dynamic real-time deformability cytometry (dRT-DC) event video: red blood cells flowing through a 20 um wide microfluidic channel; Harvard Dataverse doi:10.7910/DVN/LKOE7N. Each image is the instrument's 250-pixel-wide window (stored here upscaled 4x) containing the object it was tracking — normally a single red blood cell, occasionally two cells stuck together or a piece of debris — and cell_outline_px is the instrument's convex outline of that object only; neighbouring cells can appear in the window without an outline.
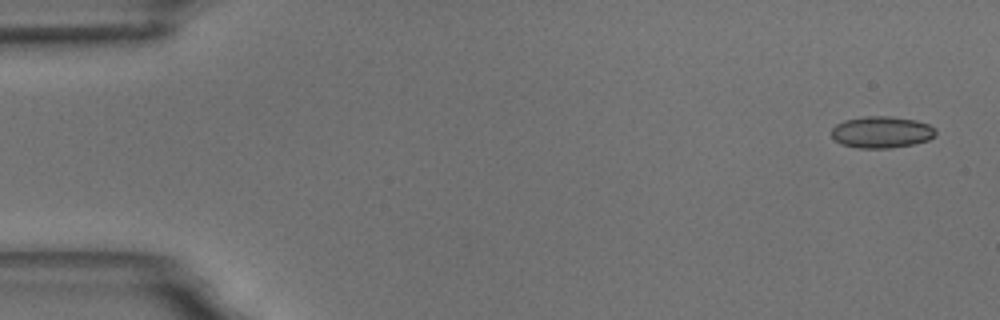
{"species": "common noctule bat (a hibernating species)", "species_latin": "Nyctalus noctula", "temperature_condition": "room temperature", "stored_images_in_passage": 15, "camera_frame_rate_fps": 3000, "um_per_image_px": 0.085, "animal": {"sex": "male", "body_mass_g": 18.8}, "frame": {"image": 1, "passage_image": 1, "time_ms": 0.0, "image_size_px": [1000, 320], "cell_outline_px": [[936, 136], [928, 140], [912, 144], [892, 148], [860, 148], [840, 144], [832, 136], [832, 128], [836, 124], [844, 120], [864, 116], [892, 116], [916, 120], [928, 124], [936, 128]], "centroid_in_image_um": [74.95, 11.22], "position_along_channel_um": 10.0, "area_um2": 19.36}}
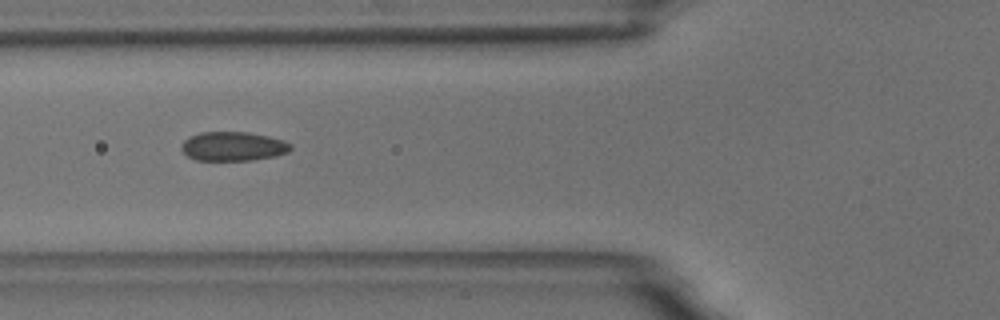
{"frame": {"image": 2, "passage_image": 6, "time_ms": 6.333, "image_size_px": [1000, 320], "cell_outline_px": [[292, 148], [288, 152], [276, 156], [252, 160], [196, 160], [188, 156], [180, 148], [180, 144], [188, 136], [200, 132], [248, 132], [268, 136], [284, 140], [292, 144]], "centroid_in_image_um": [19.81, 12.43], "position_along_channel_um": 106.0, "area_um2": 18.73}}
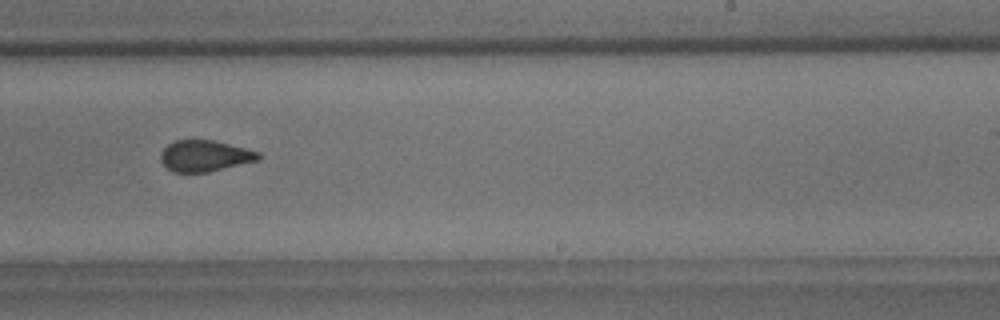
{"frame": {"image": 3, "passage_image": 10, "time_ms": 11.0, "image_size_px": [1000, 320], "cell_outline_px": [[260, 160], [208, 172], [172, 172], [160, 160], [160, 152], [168, 144], [176, 140], [212, 140], [260, 152]], "centroid_in_image_um": [17.4, 13.25], "position_along_channel_um": 271.6, "area_um2": 17.69}, "authors_computed_cell_mechanics": {"area_um2": 18.496, "velocity_mm_per_s": 3.5469, "shape_relaxation_time_tau1_ms": 2.542, "shape_relaxation_time_tau2_ms": 0.1099, "deformation_change_tau1": 0.0771, "deformation_change_tau2": 0.0427}}